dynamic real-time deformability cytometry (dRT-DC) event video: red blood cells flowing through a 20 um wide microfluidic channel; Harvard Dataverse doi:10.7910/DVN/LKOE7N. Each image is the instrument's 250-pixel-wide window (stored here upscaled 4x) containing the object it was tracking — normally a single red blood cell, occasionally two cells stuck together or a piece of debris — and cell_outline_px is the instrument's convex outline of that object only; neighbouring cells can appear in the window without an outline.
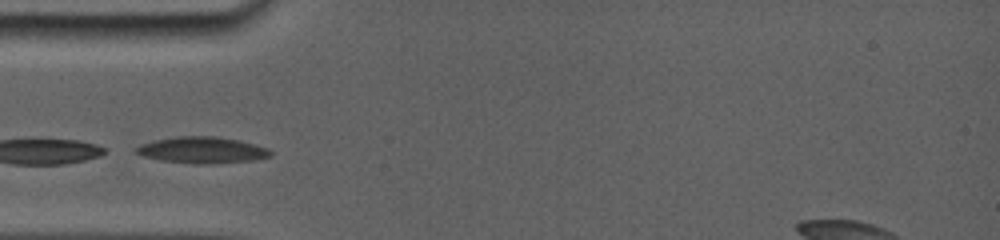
{"species": "common noctule bat (a hibernating species)", "species_latin": "Nyctalus noctula", "temperature_condition": "room temperature", "stored_images_in_passage": 45, "camera_frame_rate_fps": 5000, "um_per_image_px": 0.085, "animal": {"sex": "female", "body_mass_g": 19.0, "forearm_length_mm": 56.7}, "frame": {"image": 1, "passage_image": 1, "time_ms": 0.0, "image_size_px": [1000, 240], "cell_outline_px": [[272, 156], [256, 160], [212, 164], [196, 164], [160, 160], [144, 156], [136, 152], [136, 148], [144, 144], [156, 140], [184, 136], [212, 136], [236, 140], [252, 144], [264, 148], [272, 152]], "centroid_in_image_um": [17.21, 12.78], "position_along_channel_um": 67.8, "area_um2": 20.17}}